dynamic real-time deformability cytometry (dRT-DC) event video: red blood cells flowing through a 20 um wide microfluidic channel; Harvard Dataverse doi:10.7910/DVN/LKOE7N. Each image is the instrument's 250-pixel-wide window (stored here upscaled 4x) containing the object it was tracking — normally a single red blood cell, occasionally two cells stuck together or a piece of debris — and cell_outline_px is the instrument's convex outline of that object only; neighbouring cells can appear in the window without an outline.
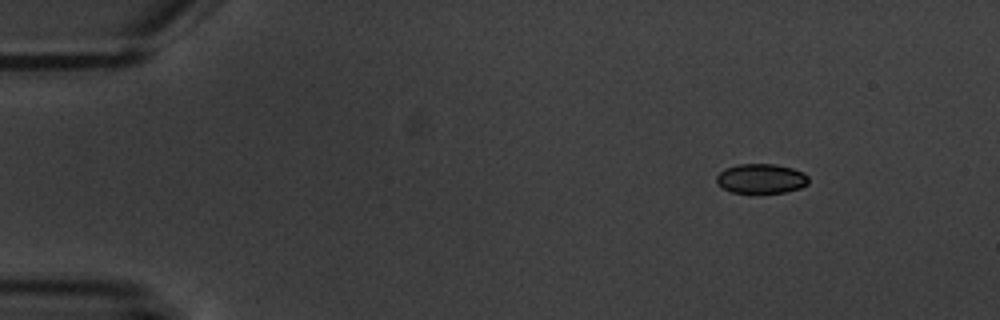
{"species": "common noctule bat (a hibernating species)", "species_latin": "Nyctalus noctula", "temperature_condition": "warm", "stored_images_in_passage": 5, "camera_frame_rate_fps": 3000, "um_per_image_px": 0.085, "animal": {"sex": "male", "body_mass_g": 20.1, "forearm_length_mm": 53.5}, "frame": {"image": 1, "passage_image": 1, "time_ms": 0.0, "image_size_px": [1000, 320], "cell_outline_px": [[808, 184], [800, 188], [784, 192], [732, 192], [724, 188], [716, 180], [716, 176], [724, 168], [736, 164], [776, 164], [792, 168], [804, 172], [808, 176]], "centroid_in_image_um": [64.71, 15.16], "position_along_channel_um": 20.3, "area_um2": 15.78}}
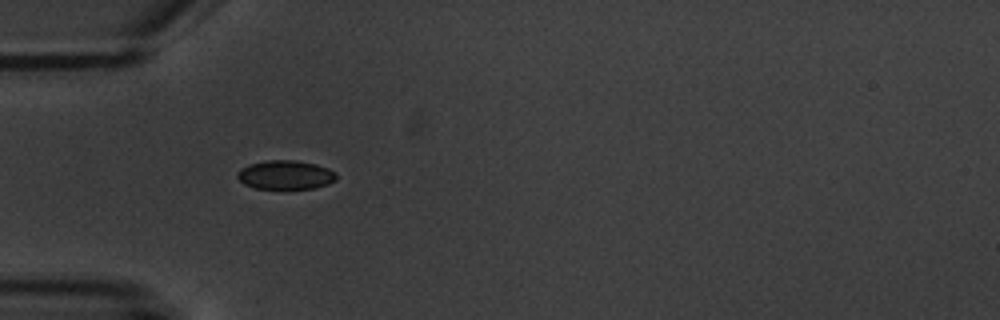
{"frame": {"image": 2, "passage_image": 4, "time_ms": 3.667, "image_size_px": [1000, 320], "cell_outline_px": [[336, 180], [328, 184], [316, 188], [256, 188], [244, 184], [236, 176], [236, 172], [240, 168], [248, 164], [264, 160], [296, 160], [316, 164], [328, 168], [336, 172]], "centroid_in_image_um": [24.25, 14.85], "position_along_channel_um": 60.7, "area_um2": 16.82}}